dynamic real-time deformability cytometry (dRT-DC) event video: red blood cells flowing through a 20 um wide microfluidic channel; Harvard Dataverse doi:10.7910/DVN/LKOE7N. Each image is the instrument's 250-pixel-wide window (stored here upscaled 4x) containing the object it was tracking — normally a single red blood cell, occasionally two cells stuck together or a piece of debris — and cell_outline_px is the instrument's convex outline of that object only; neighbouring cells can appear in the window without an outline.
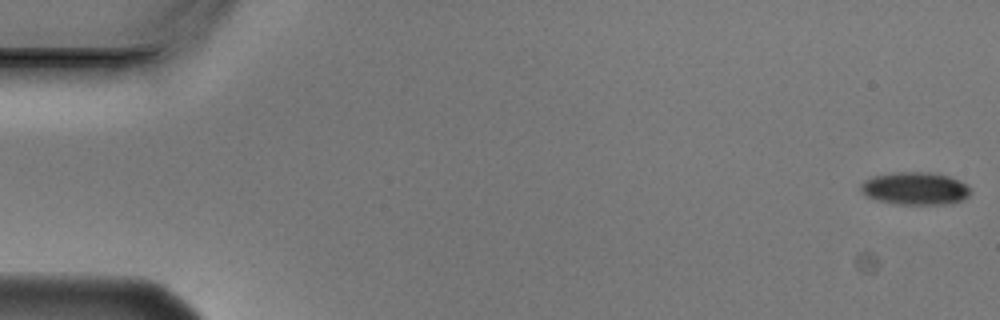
{"species": "Egyptian fruit bat (a non-hibernating species)", "species_latin": "Rousettus aegyptiacus", "temperature_condition": "cold", "stored_images_in_passage": 5, "camera_frame_rate_fps": 3000, "um_per_image_px": 0.085, "animal": {"sex": "male"}, "frame": {"image": 1, "passage_image": 1, "time_ms": 0.0, "image_size_px": [1000, 320], "cell_outline_px": [[972, 192], [964, 200], [952, 204], [896, 204], [880, 200], [868, 196], [860, 188], [860, 184], [864, 180], [872, 176], [896, 172], [932, 172], [948, 176], [960, 180], [972, 188]], "centroid_in_image_um": [77.86, 16.01], "position_along_channel_um": 7.1, "area_um2": 21.04}}
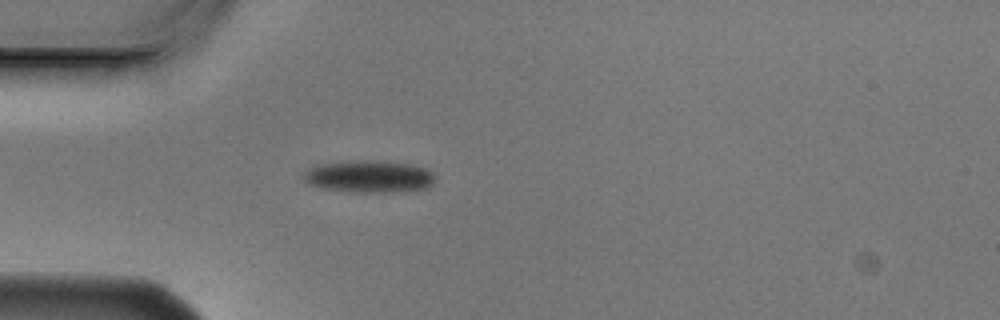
{"frame": {"image": 2, "passage_image": 5, "time_ms": 1.333, "image_size_px": [1000, 320], "cell_outline_px": [[436, 176], [432, 184], [428, 188], [384, 192], [356, 192], [320, 188], [308, 184], [300, 176], [308, 168], [320, 164], [356, 160], [380, 160], [412, 164], [424, 168], [432, 172]], "centroid_in_image_um": [31.34, 14.99], "position_along_channel_um": 53.7, "area_um2": 24.85}}